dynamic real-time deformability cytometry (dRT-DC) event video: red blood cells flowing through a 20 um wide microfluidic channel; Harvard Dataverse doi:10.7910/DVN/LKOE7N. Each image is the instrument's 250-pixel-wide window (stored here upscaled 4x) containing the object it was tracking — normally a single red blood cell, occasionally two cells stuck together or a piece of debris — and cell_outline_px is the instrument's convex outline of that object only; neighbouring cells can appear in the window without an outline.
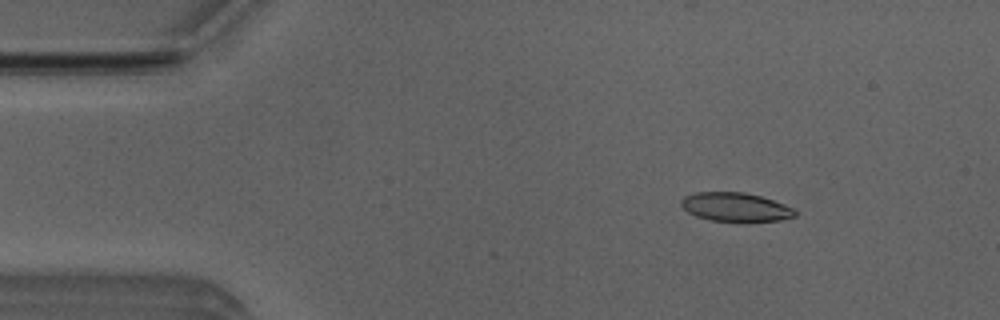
{"species": "Egyptian fruit bat (a non-hibernating species)", "species_latin": "Rousettus aegyptiacus", "temperature_condition": "room temperature", "stored_images_in_passage": 52, "camera_frame_rate_fps": 3000, "um_per_image_px": 0.085, "animal": {"sex": "male"}, "frame": {"image": 1, "passage_image": 7, "time_ms": 2.0, "image_size_px": [1000, 320], "cell_outline_px": [[796, 216], [780, 220], [708, 220], [696, 216], [688, 212], [680, 204], [680, 200], [684, 196], [696, 192], [744, 192], [760, 196], [784, 204], [792, 208], [796, 212]], "centroid_in_image_um": [62.47, 17.58], "position_along_channel_um": 22.5, "area_um2": 18.73}}
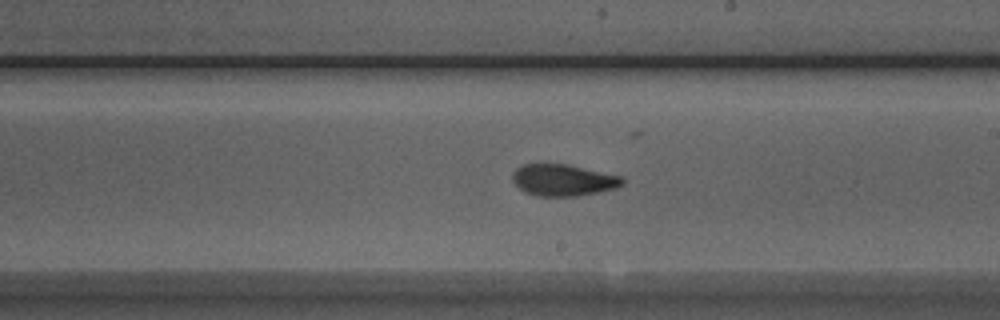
{"frame": {"image": 2, "passage_image": 29, "time_ms": 9.333, "image_size_px": [1000, 320], "cell_outline_px": [[624, 184], [616, 188], [576, 196], [536, 196], [524, 192], [512, 180], [512, 172], [516, 168], [524, 164], [568, 164], [620, 176], [624, 180]], "centroid_in_image_um": [47.84, 15.31], "position_along_channel_um": 241.2, "area_um2": 20.17}}
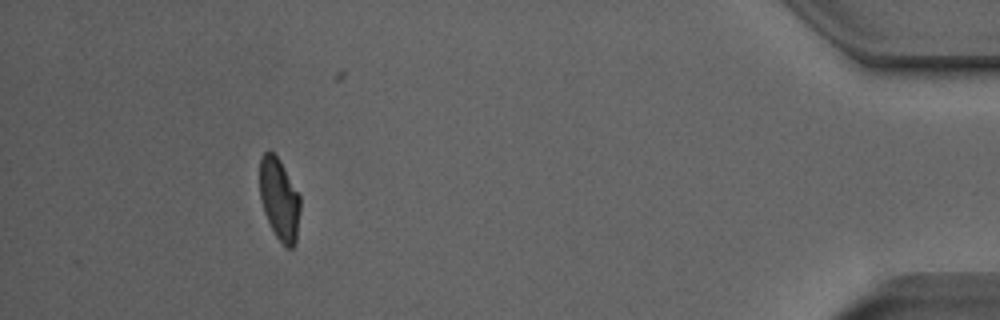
{"frame": {"image": 3, "passage_image": 47, "time_ms": 15.333, "image_size_px": [1000, 320], "cell_outline_px": [[300, 212], [296, 240], [292, 248], [288, 248], [276, 236], [264, 212], [260, 200], [260, 156], [268, 148], [280, 160], [300, 196]], "centroid_in_image_um": [23.74, 16.89], "position_along_channel_um": 411.5, "area_um2": 19.25}, "authors_computed_cell_mechanics": {"area_um2": 20.1722, "velocity_mm_per_s": 3.9483, "shape_relaxation_time_tau1_ms": 5.8602, "shape_relaxation_time_tau2_ms": 1.6438, "deformation_change_tau1": 0.1689, "deformation_change_tau2": 0.0715}}